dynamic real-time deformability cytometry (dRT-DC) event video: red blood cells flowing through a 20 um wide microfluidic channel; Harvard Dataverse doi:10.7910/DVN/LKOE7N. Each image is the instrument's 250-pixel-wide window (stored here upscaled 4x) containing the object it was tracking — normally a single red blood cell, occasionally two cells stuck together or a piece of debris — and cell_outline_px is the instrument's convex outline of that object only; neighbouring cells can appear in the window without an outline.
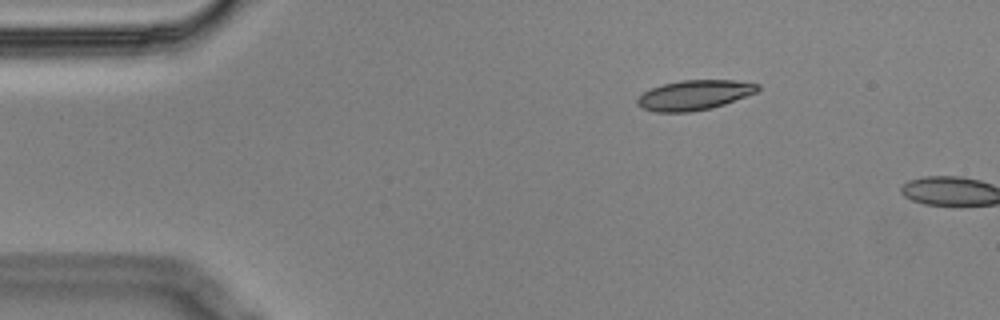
{"species": "Egyptian fruit bat (a non-hibernating species)", "species_latin": "Rousettus aegyptiacus", "temperature_condition": "cold", "stored_images_in_passage": 4, "camera_frame_rate_fps": 3000, "um_per_image_px": 0.085, "animal": {"sex": "male"}, "frame": {"image": 1, "passage_image": 4, "time_ms": 1.0, "image_size_px": [1000, 320], "cell_outline_px": [[760, 88], [756, 92], [724, 104], [712, 108], [692, 112], [656, 112], [640, 108], [636, 104], [636, 100], [644, 92], [652, 88], [664, 84], [680, 80], [736, 80], [760, 84]], "centroid_in_image_um": [59.01, 8.08], "position_along_channel_um": 26.0, "area_um2": 20.98}}